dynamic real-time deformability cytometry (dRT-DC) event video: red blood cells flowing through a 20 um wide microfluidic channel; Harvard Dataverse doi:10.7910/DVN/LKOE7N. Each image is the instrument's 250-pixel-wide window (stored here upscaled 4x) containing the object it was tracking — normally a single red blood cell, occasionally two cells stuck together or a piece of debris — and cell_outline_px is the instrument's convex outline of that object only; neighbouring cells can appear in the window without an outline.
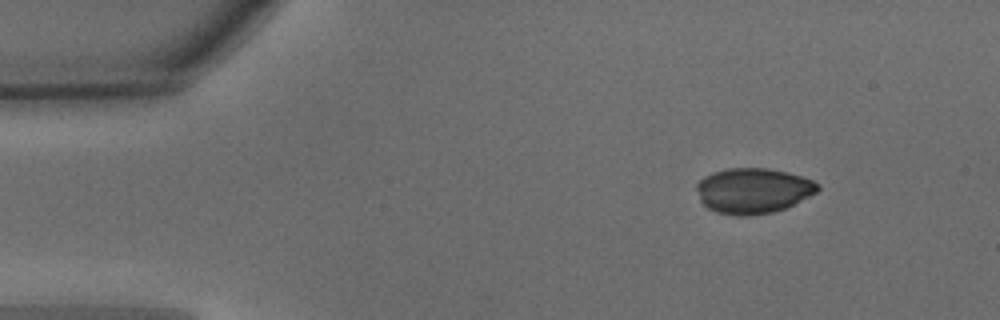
{"species": "common noctule bat (a hibernating species)", "species_latin": "Nyctalus noctula", "temperature_condition": "warm", "stored_images_in_passage": 34, "camera_frame_rate_fps": 3000, "um_per_image_px": 0.085, "animal": {"sex": "male", "body_mass_g": 15.6}, "frame": {"image": 1, "passage_image": 1, "time_ms": 0.0, "image_size_px": [1000, 320], "cell_outline_px": [[820, 188], [816, 192], [784, 208], [772, 212], [748, 216], [736, 216], [716, 212], [708, 208], [700, 200], [696, 188], [696, 184], [704, 176], [712, 172], [728, 168], [768, 168], [788, 172], [812, 180], [820, 184]], "centroid_in_image_um": [63.98, 16.2], "position_along_channel_um": 21.0, "area_um2": 31.96}}
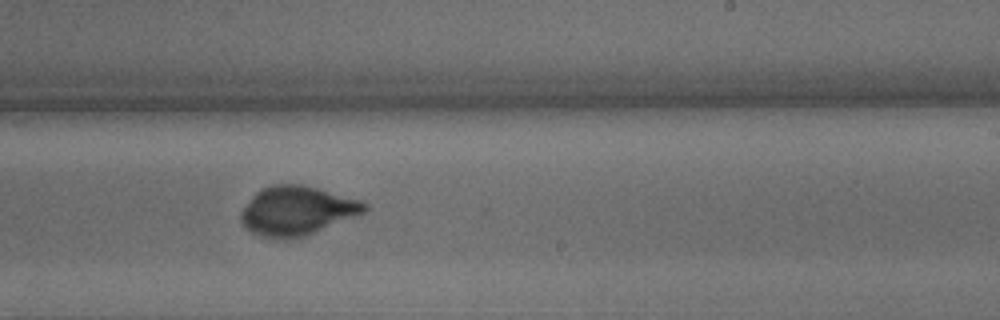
{"frame": {"image": 2, "passage_image": 25, "time_ms": 8.0, "image_size_px": [1000, 320], "cell_outline_px": [[368, 208], [364, 212], [296, 240], [272, 240], [260, 236], [244, 228], [240, 220], [240, 212], [252, 196], [260, 188], [272, 184], [300, 184], [316, 188], [360, 200], [368, 204]], "centroid_in_image_um": [25.17, 17.94], "position_along_channel_um": 263.8, "area_um2": 35.66}}
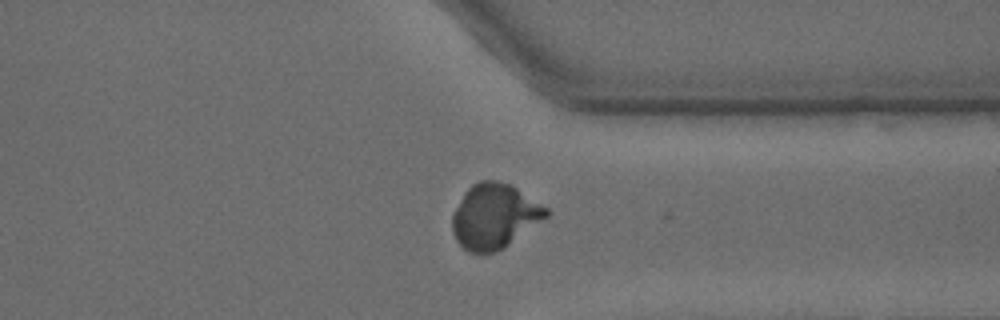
{"frame": {"image": 3, "passage_image": 33, "time_ms": 10.667, "image_size_px": [1000, 320], "cell_outline_px": [[552, 212], [548, 216], [504, 248], [496, 252], [480, 256], [468, 252], [456, 240], [452, 232], [452, 216], [464, 192], [472, 184], [480, 180], [496, 180], [512, 184], [548, 208]], "centroid_in_image_um": [42.03, 18.39], "position_along_channel_um": 369.4, "area_um2": 35.95}}